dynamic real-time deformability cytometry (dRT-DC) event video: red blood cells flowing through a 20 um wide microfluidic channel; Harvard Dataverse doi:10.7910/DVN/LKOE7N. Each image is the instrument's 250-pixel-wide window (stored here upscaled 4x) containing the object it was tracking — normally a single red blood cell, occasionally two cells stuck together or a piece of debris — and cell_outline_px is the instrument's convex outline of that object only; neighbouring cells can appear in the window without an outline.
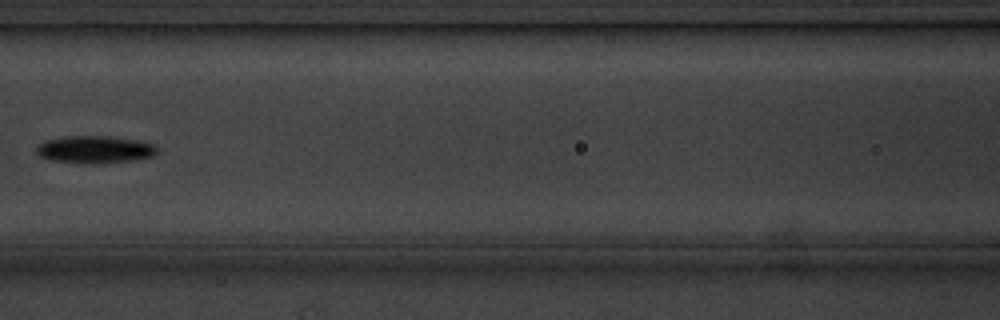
{"species": "common noctule bat (a hibernating species)", "species_latin": "Nyctalus noctula", "temperature_condition": "cold", "stored_images_in_passage": 15, "camera_frame_rate_fps": 3000, "um_per_image_px": 0.085, "animal": {"sex": "male", "body_mass_g": 20.1, "forearm_length_mm": 53.5}, "frame": {"image": 1, "passage_image": 7, "time_ms": 8.0, "image_size_px": [1000, 320], "cell_outline_px": [[156, 152], [152, 156], [132, 160], [96, 164], [80, 164], [52, 160], [40, 156], [36, 152], [36, 148], [44, 140], [64, 136], [108, 136], [136, 140], [152, 144], [156, 148]], "centroid_in_image_um": [8.0, 12.71], "position_along_channel_um": 158.6, "area_um2": 19.25}}
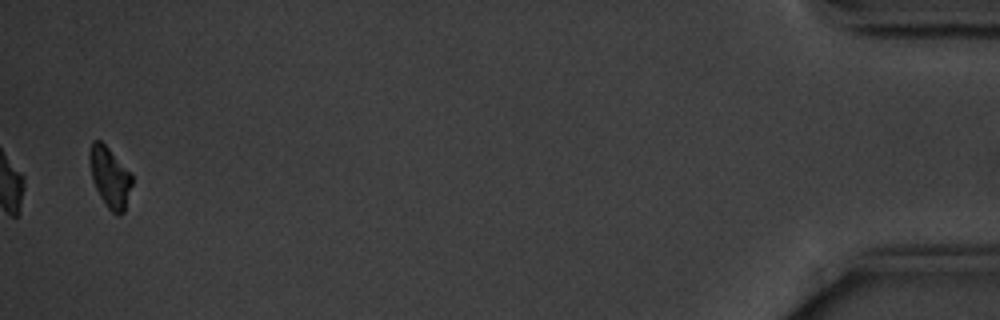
{"frame": {"image": 2, "passage_image": 15, "time_ms": 18.0, "image_size_px": [1000, 320], "cell_outline_px": [[132, 184], [124, 212], [120, 216], [116, 216], [108, 208], [100, 196], [92, 180], [88, 160], [88, 152], [92, 140], [100, 140], [108, 148], [132, 176]], "centroid_in_image_um": [9.3, 15.08], "position_along_channel_um": 425.9, "area_um2": 14.85}, "authors_computed_cell_mechanics": {"area_um2": 18.3804, "velocity_mm_per_s": 3.5579, "shape_relaxation_time_tau1_ms": 1.3861, "shape_relaxation_time_tau2_ms": null, "deformation_change_tau1": 0.0904, "deformation_change_tau2": null}}